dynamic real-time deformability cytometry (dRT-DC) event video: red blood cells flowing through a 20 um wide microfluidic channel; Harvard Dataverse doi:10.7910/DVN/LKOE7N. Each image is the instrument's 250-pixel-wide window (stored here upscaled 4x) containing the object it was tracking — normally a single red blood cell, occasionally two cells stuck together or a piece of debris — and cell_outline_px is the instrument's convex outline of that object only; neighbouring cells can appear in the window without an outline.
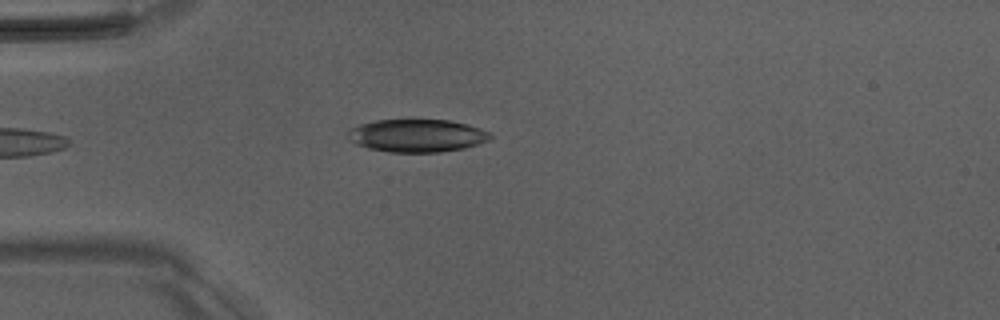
{"species": "Egyptian fruit bat (a non-hibernating species)", "species_latin": "Rousettus aegyptiacus", "temperature_condition": "room temperature", "stored_images_in_passage": 3, "camera_frame_rate_fps": 3000, "um_per_image_px": 0.085, "animal": {"sex": "male"}, "frame": {"image": 1, "passage_image": 3, "time_ms": 2.0, "image_size_px": [1000, 320], "cell_outline_px": [[492, 136], [488, 140], [464, 148], [440, 152], [388, 152], [368, 148], [356, 144], [348, 140], [348, 132], [352, 128], [360, 124], [376, 120], [448, 120], [468, 124], [492, 132]], "centroid_in_image_um": [35.45, 11.53], "position_along_channel_um": 49.6, "area_um2": 27.22}}